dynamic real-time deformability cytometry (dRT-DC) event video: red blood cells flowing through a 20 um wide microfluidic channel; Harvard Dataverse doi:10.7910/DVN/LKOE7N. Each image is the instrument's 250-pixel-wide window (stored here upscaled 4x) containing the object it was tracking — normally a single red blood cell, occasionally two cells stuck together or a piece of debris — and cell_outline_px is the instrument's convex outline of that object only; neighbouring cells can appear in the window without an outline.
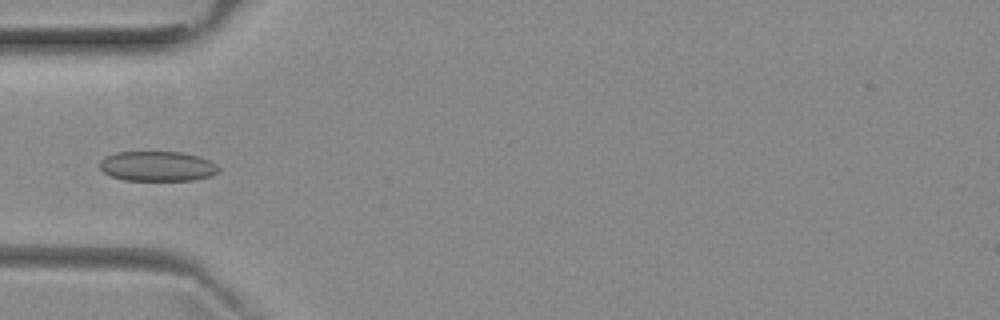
{"species": "common noctule bat (a hibernating species)", "species_latin": "Nyctalus noctula", "temperature_condition": "room temperature", "stored_images_in_passage": 2, "camera_frame_rate_fps": 3000, "um_per_image_px": 0.085, "animal": {"sex": "female", "body_mass_g": 29.2, "forearm_length_mm": 56.3}, "frame": {"image": 1, "passage_image": 2, "time_ms": 1.0, "image_size_px": [1000, 320], "cell_outline_px": [[220, 172], [212, 176], [192, 180], [124, 180], [112, 176], [104, 172], [100, 168], [100, 160], [104, 156], [116, 152], [184, 152], [200, 156], [216, 164], [220, 168]], "centroid_in_image_um": [13.4, 14.12], "position_along_channel_um": 71.6, "area_um2": 20.92}}